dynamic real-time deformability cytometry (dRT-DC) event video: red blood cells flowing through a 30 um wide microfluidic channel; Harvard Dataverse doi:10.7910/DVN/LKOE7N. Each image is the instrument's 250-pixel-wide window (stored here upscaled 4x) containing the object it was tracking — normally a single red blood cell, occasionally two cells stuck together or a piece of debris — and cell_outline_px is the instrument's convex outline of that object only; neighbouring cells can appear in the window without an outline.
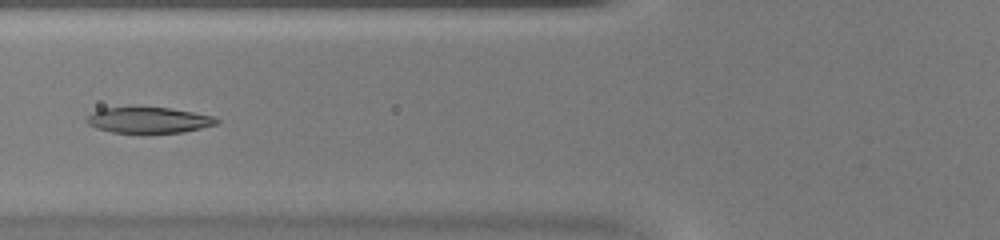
{"species": "common noctule bat (a hibernating species)", "species_latin": "Nyctalus noctula", "temperature_condition": "warm", "stored_images_in_passage": 46, "camera_frame_rate_fps": 3000, "um_per_image_px": 0.085, "animal": {"sex": "female", "body_mass_g": 20.0, "forearm_length_mm": 54.0}, "frame": {"image": 1, "passage_image": 19, "time_ms": 6.0, "image_size_px": [1000, 240], "cell_outline_px": [[220, 120], [216, 124], [184, 132], [112, 132], [96, 128], [88, 124], [84, 120], [92, 112], [100, 108], [168, 108], [192, 112], [212, 116]], "centroid_in_image_um": [12.6, 10.21], "position_along_channel_um": 113.2, "area_um2": 19.13}}
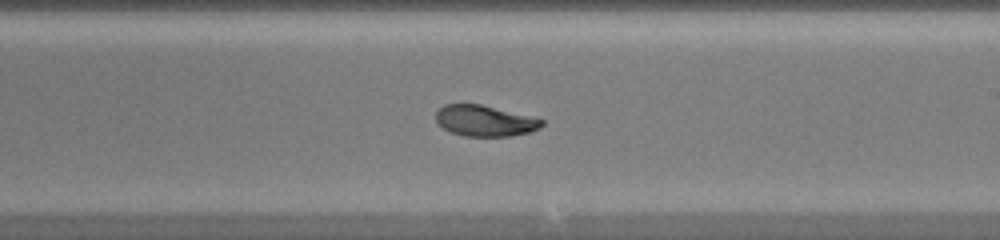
{"frame": {"image": 2, "passage_image": 28, "time_ms": 9.0, "image_size_px": [1000, 240], "cell_outline_px": [[544, 124], [540, 128], [528, 132], [512, 136], [464, 136], [452, 132], [444, 128], [436, 120], [436, 112], [444, 104], [480, 104], [536, 116], [544, 120]], "centroid_in_image_um": [41.27, 10.25], "position_along_channel_um": 247.7, "area_um2": 19.25}}
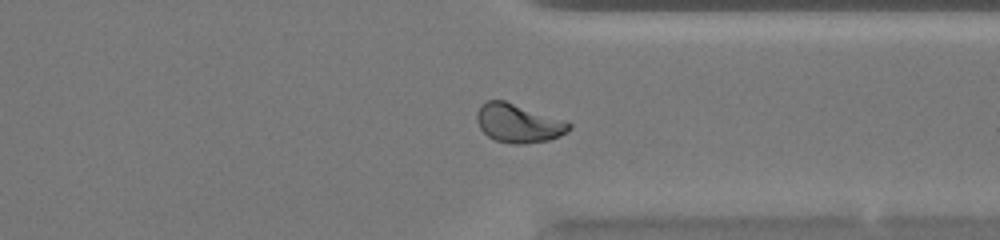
{"frame": {"image": 3, "passage_image": 36, "time_ms": 11.667, "image_size_px": [1000, 240], "cell_outline_px": [[572, 128], [568, 132], [560, 136], [548, 140], [524, 144], [512, 144], [496, 140], [488, 136], [480, 128], [476, 120], [476, 112], [480, 104], [488, 100], [504, 100], [568, 120], [572, 124]], "centroid_in_image_um": [44.1, 10.46], "position_along_channel_um": 367.3, "area_um2": 21.21}}